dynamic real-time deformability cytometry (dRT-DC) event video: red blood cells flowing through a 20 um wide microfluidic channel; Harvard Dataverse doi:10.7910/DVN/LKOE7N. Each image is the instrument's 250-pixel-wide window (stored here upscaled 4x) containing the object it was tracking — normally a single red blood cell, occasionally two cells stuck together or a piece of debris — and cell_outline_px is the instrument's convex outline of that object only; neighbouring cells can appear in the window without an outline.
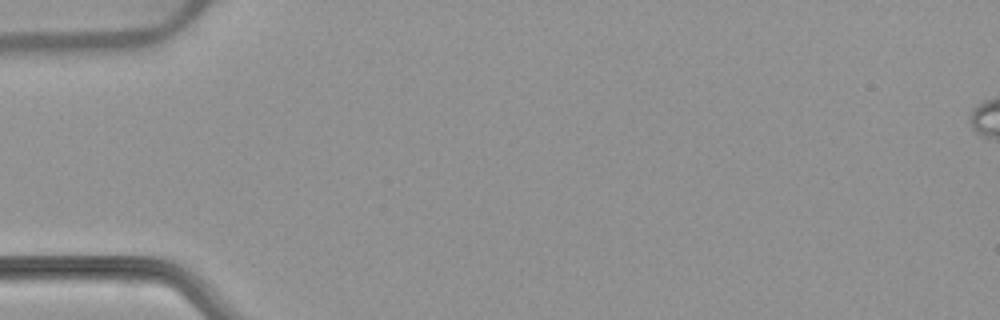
{"species": "common noctule bat (a hibernating species)", "species_latin": "Nyctalus noctula", "temperature_condition": "warm", "stored_images_in_passage": 2, "camera_frame_rate_fps": 3000, "um_per_image_px": 0.085, "animal": {"sex": "female", "body_mass_g": 22.7, "forearm_length_mm": 54.2}, "frame": {"image": 1, "passage_image": 1, "time_ms": 0.0, "image_size_px": [1000, 320], "cell_outline_px": [[116, 52], [104, 56], [64, 64], [40, 64], [28, 56], [28, 52], [40, 36], [92, 36], [116, 48]], "centroid_in_image_um": [5.81, 4.2], "position_along_channel_um": 79.2, "area_um2": 13.7}}